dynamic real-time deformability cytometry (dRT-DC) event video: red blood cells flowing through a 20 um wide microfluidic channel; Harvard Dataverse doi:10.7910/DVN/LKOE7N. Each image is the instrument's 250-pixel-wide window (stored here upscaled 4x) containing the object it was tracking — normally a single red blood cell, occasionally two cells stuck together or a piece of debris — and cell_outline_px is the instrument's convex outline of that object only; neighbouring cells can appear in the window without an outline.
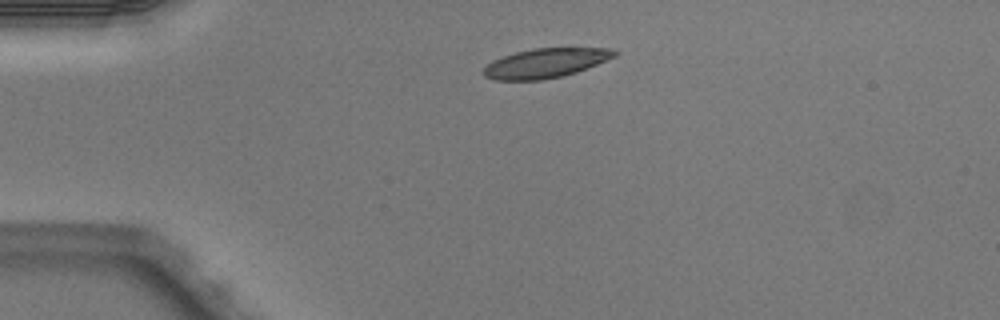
{"species": "Egyptian fruit bat (a non-hibernating species)", "species_latin": "Rousettus aegyptiacus", "temperature_condition": "warm", "stored_images_in_passage": 2, "camera_frame_rate_fps": 3000, "um_per_image_px": 0.085, "animal": {"sex": "male"}, "frame": {"image": 1, "passage_image": 1, "time_ms": 0.0, "image_size_px": [1000, 320], "cell_outline_px": [[620, 52], [616, 56], [608, 60], [576, 72], [560, 76], [540, 80], [496, 80], [484, 76], [484, 68], [492, 60], [516, 52], [532, 48], [616, 48]], "centroid_in_image_um": [46.42, 5.35], "position_along_channel_um": 38.6, "area_um2": 22.43}}
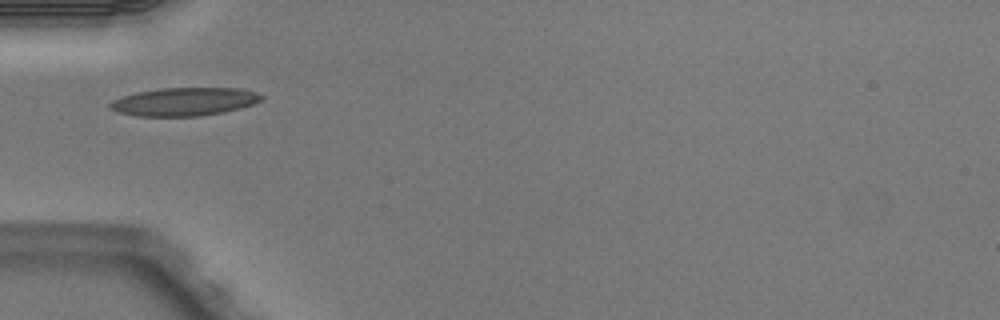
{"frame": {"image": 2, "passage_image": 2, "time_ms": 0.333, "image_size_px": [1000, 320], "cell_outline_px": [[264, 96], [260, 100], [252, 104], [240, 108], [224, 112], [200, 116], [136, 116], [120, 112], [108, 108], [108, 104], [112, 100], [136, 92], [160, 88], [240, 88], [256, 92]], "centroid_in_image_um": [15.65, 8.64], "position_along_channel_um": 69.3, "area_um2": 24.85}}